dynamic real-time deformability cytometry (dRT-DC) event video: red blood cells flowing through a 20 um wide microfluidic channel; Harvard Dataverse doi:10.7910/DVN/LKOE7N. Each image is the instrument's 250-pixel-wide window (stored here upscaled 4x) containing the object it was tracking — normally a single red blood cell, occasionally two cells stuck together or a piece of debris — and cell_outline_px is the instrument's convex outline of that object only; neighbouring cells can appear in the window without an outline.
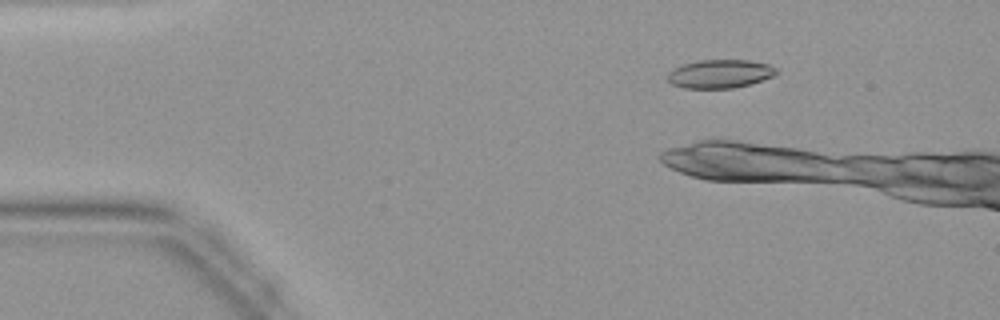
{"species": "common noctule bat (a hibernating species)", "species_latin": "Nyctalus noctula", "temperature_condition": "warm", "stored_images_in_passage": 14, "camera_frame_rate_fps": 3000, "um_per_image_px": 0.085, "animal": {"sex": "female", "body_mass_g": 19.9}, "frame": {"image": 1, "passage_image": 7, "time_ms": 2.0, "image_size_px": [1000, 320], "cell_outline_px": [[780, 72], [776, 76], [748, 84], [732, 88], [684, 88], [672, 84], [668, 80], [668, 72], [672, 68], [680, 64], [696, 60], [748, 60], [768, 64], [776, 68]], "centroid_in_image_um": [61.19, 6.26], "position_along_channel_um": 23.8, "area_um2": 18.26}}